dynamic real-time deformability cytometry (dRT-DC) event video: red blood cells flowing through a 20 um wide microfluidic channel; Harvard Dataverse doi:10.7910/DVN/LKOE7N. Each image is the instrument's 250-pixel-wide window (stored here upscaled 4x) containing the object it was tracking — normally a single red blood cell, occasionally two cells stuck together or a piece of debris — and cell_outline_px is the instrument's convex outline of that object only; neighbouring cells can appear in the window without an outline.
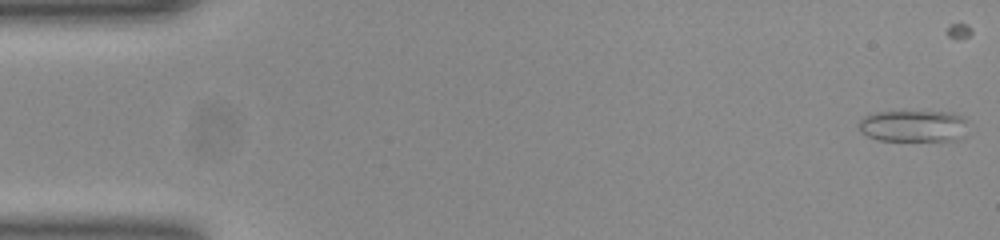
{"species": "common noctule bat (a hibernating species)", "species_latin": "Nyctalus noctula", "temperature_condition": "room temperature", "stored_images_in_passage": 41, "camera_frame_rate_fps": 3000, "um_per_image_px": 0.085, "animal": {"sex": "female", "body_mass_g": 23.0, "forearm_length_mm": 53.4}, "frame": {"image": 1, "passage_image": 1, "time_ms": 0.0, "image_size_px": [1000, 240], "cell_outline_px": [[972, 124], [960, 140], [880, 140], [868, 136], [860, 132], [856, 124], [864, 116], [876, 112], [952, 112], [964, 116]], "centroid_in_image_um": [77.72, 10.7], "position_along_channel_um": 7.3, "area_um2": 20.63}}
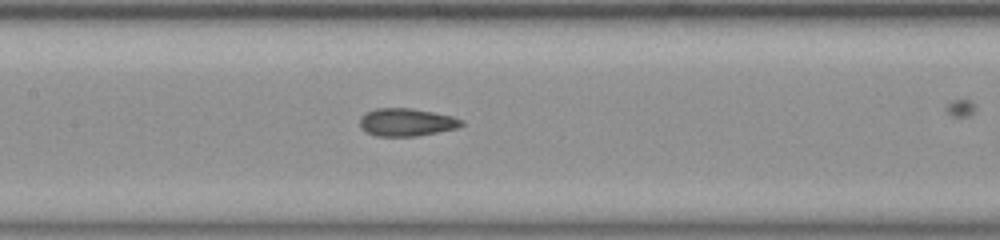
{"frame": {"image": 2, "passage_image": 24, "time_ms": 7.667, "image_size_px": [1000, 240], "cell_outline_px": [[464, 124], [456, 128], [416, 136], [376, 136], [360, 128], [360, 116], [364, 112], [376, 108], [412, 108], [452, 116], [464, 120]], "centroid_in_image_um": [34.52, 10.38], "position_along_channel_um": 172.9, "area_um2": 16.47}}
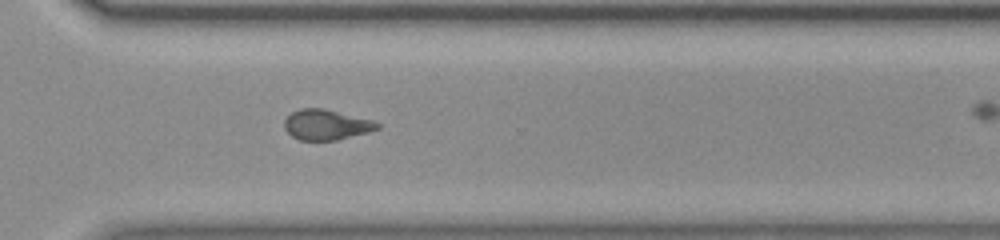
{"frame": {"image": 3, "passage_image": 37, "time_ms": 12.0, "image_size_px": [1000, 240], "cell_outline_px": [[380, 128], [368, 132], [336, 140], [300, 140], [292, 136], [284, 128], [284, 120], [292, 112], [300, 108], [324, 108], [372, 120], [380, 124]], "centroid_in_image_um": [27.72, 10.59], "position_along_channel_um": 342.9, "area_um2": 16.36}}